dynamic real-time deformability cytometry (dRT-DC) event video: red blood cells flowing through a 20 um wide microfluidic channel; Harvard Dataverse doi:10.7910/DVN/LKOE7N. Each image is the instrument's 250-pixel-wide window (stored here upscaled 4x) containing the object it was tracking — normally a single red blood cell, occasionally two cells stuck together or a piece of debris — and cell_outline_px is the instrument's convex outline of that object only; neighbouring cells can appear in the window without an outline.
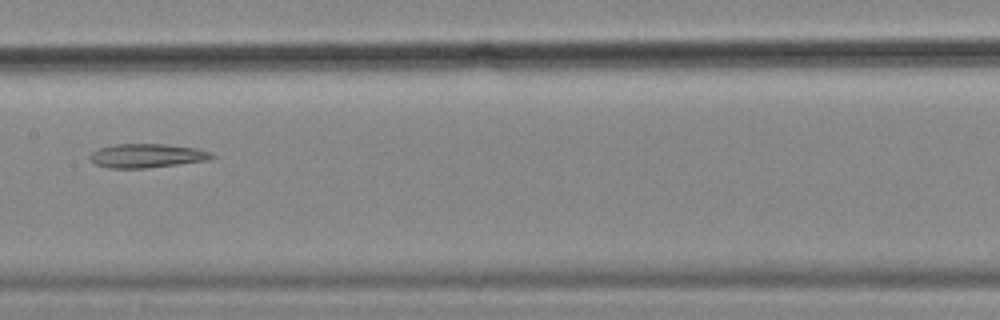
{"species": "common noctule bat (a hibernating species)", "species_latin": "Nyctalus noctula", "temperature_condition": "cold", "stored_images_in_passage": 8, "camera_frame_rate_fps": 3000, "um_per_image_px": 0.085, "animal": {"sex": "female", "body_mass_g": 18.4}, "frame": {"image": 1, "passage_image": 6, "time_ms": 1.667, "image_size_px": [1000, 320], "cell_outline_px": [[216, 156], [208, 160], [144, 168], [108, 168], [96, 164], [88, 160], [88, 156], [92, 152], [100, 148], [112, 144], [164, 144], [196, 148], [212, 152]], "centroid_in_image_um": [12.45, 13.23], "position_along_channel_um": 194.9, "area_um2": 16.99}}
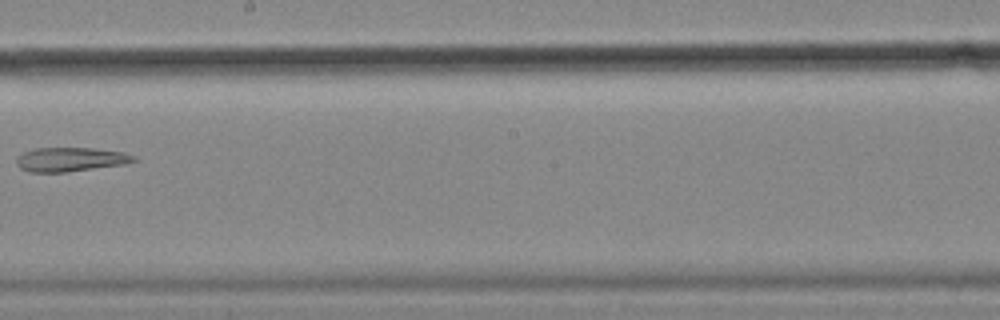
{"frame": {"image": 2, "passage_image": 7, "time_ms": 2.0, "image_size_px": [1000, 320], "cell_outline_px": [[140, 160], [124, 164], [64, 172], [28, 172], [20, 168], [16, 164], [16, 156], [24, 152], [36, 148], [92, 148], [124, 152], [136, 156]], "centroid_in_image_um": [6.0, 13.55], "position_along_channel_um": 242.2, "area_um2": 16.53}}